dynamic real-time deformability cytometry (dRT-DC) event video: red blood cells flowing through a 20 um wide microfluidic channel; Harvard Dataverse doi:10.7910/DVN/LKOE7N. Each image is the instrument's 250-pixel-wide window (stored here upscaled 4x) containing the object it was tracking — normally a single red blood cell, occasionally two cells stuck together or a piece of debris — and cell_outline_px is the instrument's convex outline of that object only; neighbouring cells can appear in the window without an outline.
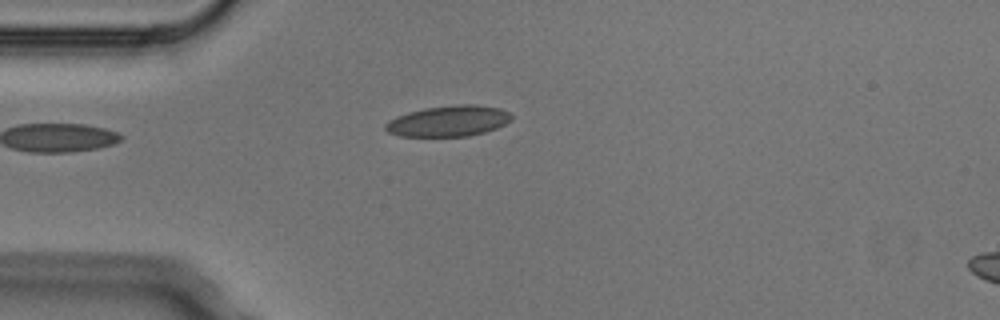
{"species": "Egyptian fruit bat (a non-hibernating species)", "species_latin": "Rousettus aegyptiacus", "temperature_condition": "cold", "stored_images_in_passage": 3, "camera_frame_rate_fps": 3000, "um_per_image_px": 0.085, "animal": {"sex": "male"}, "frame": {"image": 1, "passage_image": 2, "time_ms": 0.333, "image_size_px": [1000, 320], "cell_outline_px": [[512, 120], [496, 128], [484, 132], [468, 136], [400, 136], [388, 132], [384, 128], [384, 124], [388, 120], [396, 116], [408, 112], [424, 108], [456, 104], [476, 104], [500, 108], [508, 112], [512, 116]], "centroid_in_image_um": [38.1, 10.28], "position_along_channel_um": 46.9, "area_um2": 22.77}}